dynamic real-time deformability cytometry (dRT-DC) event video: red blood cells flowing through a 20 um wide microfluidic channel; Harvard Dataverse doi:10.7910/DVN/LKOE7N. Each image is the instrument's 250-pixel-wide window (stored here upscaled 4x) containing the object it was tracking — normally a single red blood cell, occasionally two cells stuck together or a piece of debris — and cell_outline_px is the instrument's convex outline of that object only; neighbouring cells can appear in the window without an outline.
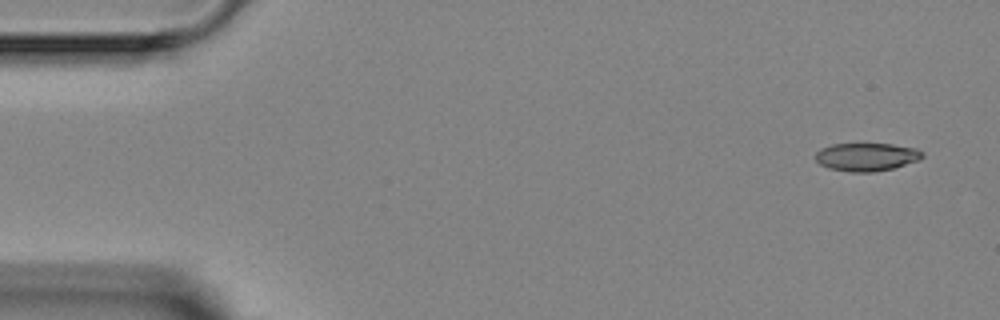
{"species": "Egyptian fruit bat (a non-hibernating species)", "species_latin": "Rousettus aegyptiacus", "temperature_condition": "room temperature", "stored_images_in_passage": 4, "camera_frame_rate_fps": 3000, "um_per_image_px": 0.085, "animal": {"sex": "female"}, "frame": {"image": 1, "passage_image": 1, "time_ms": 0.0, "image_size_px": [1000, 320], "cell_outline_px": [[924, 156], [920, 160], [892, 168], [872, 172], [848, 172], [828, 168], [820, 164], [816, 160], [816, 152], [820, 148], [832, 144], [892, 144], [916, 148], [924, 152]], "centroid_in_image_um": [73.66, 13.33], "position_along_channel_um": 11.3, "area_um2": 17.57}}